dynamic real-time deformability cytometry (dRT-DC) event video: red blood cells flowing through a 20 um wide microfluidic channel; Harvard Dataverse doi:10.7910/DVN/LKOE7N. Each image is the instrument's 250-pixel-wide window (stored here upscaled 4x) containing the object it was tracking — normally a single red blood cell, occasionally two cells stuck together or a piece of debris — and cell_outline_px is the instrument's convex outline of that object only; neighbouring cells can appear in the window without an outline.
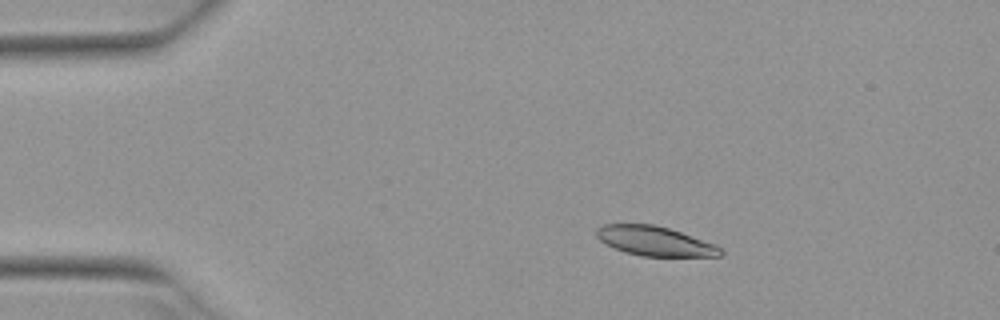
{"species": "Egyptian fruit bat (a non-hibernating species)", "species_latin": "Rousettus aegyptiacus", "temperature_condition": "warm", "stored_images_in_passage": 5, "camera_frame_rate_fps": 3000, "um_per_image_px": 0.085, "animal": {"sex": "female"}, "frame": {"image": 1, "passage_image": 3, "time_ms": 0.667, "image_size_px": [1000, 320], "cell_outline_px": [[724, 252], [720, 256], [640, 256], [624, 252], [604, 244], [596, 236], [596, 228], [604, 224], [652, 224], [668, 228], [716, 244]], "centroid_in_image_um": [55.63, 20.49], "position_along_channel_um": 29.4, "area_um2": 21.33}}